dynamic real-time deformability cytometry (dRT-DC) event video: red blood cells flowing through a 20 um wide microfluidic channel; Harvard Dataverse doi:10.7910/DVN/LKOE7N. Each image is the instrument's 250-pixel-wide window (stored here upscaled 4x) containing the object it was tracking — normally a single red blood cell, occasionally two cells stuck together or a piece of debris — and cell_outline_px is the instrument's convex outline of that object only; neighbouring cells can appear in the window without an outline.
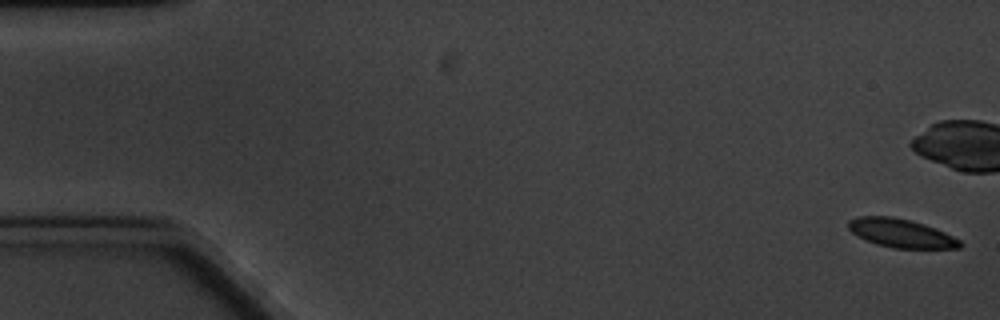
{"species": "common noctule bat (a hibernating species)", "species_latin": "Nyctalus noctula", "temperature_condition": "cold", "stored_images_in_passage": 5, "camera_frame_rate_fps": 3000, "um_per_image_px": 0.085, "animal": {"sex": "male", "body_mass_g": 20.1, "forearm_length_mm": 53.5}, "frame": {"image": 1, "passage_image": 1, "time_ms": 0.0, "image_size_px": [1000, 320], "cell_outline_px": [[964, 244], [960, 248], [892, 248], [876, 244], [852, 232], [848, 228], [848, 220], [860, 216], [892, 216], [924, 224], [936, 228], [960, 240]], "centroid_in_image_um": [76.61, 19.82], "position_along_channel_um": 8.4, "area_um2": 18.44}}